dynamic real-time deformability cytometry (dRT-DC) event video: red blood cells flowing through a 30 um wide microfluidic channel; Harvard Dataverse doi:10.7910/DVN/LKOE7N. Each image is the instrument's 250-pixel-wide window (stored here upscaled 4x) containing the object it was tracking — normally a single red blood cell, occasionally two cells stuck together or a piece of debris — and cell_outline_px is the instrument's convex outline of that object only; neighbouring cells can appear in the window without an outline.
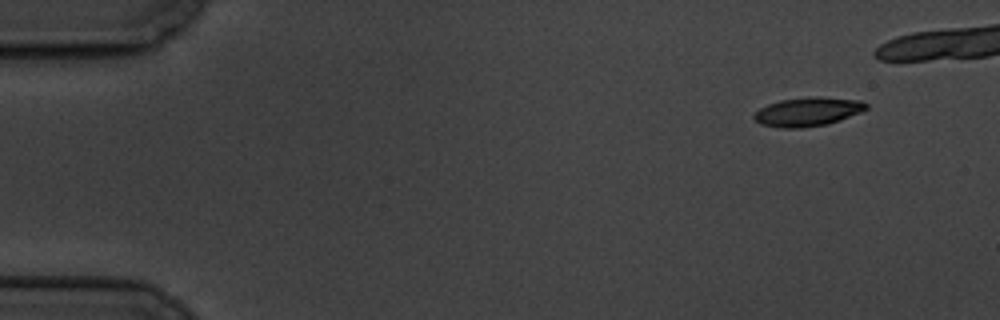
{"species": "common noctule bat (a hibernating species)", "species_latin": "Nyctalus noctula", "temperature_condition": "cold", "stored_images_in_passage": 11, "camera_frame_rate_fps": 3000, "um_per_image_px": 0.085, "animal": {"sex": "male", "body_mass_g": 19.5, "forearm_length_mm": 54.6}, "frame": {"image": 1, "passage_image": 1, "time_ms": 0.0, "image_size_px": [1000, 320], "cell_outline_px": [[868, 108], [860, 112], [840, 120], [828, 124], [800, 128], [780, 128], [760, 124], [752, 116], [760, 108], [768, 104], [780, 100], [816, 96], [860, 100], [868, 104]], "centroid_in_image_um": [68.66, 9.5], "position_along_channel_um": 16.3, "area_um2": 18.84}}
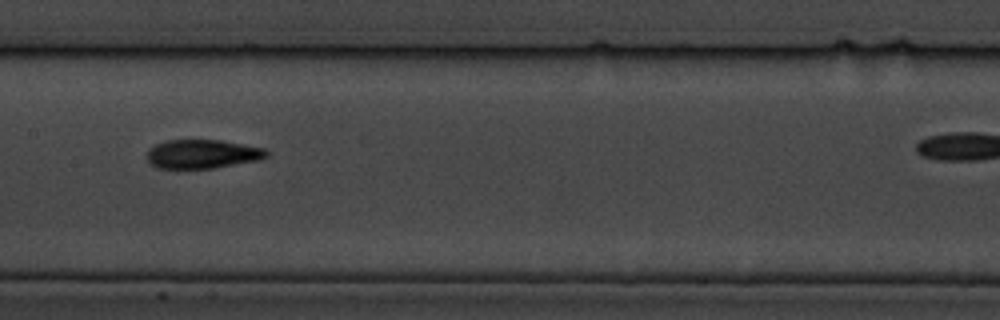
{"frame": {"image": 2, "passage_image": 8, "time_ms": 8.333, "image_size_px": [1000, 320], "cell_outline_px": [[268, 156], [260, 160], [212, 168], [156, 168], [148, 160], [148, 148], [156, 144], [168, 140], [220, 140], [264, 148], [268, 152]], "centroid_in_image_um": [17.21, 13.09], "position_along_channel_um": 190.2, "area_um2": 20.0}}
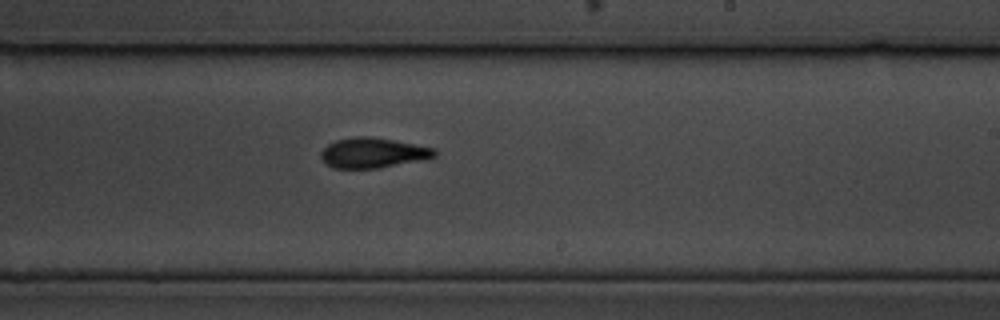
{"frame": {"image": 3, "passage_image": 10, "time_ms": 10.333, "image_size_px": [1000, 320], "cell_outline_px": [[436, 156], [420, 160], [380, 168], [332, 168], [324, 164], [320, 156], [320, 152], [328, 144], [336, 140], [352, 136], [372, 136], [436, 148]], "centroid_in_image_um": [31.66, 12.99], "position_along_channel_um": 257.3, "area_um2": 20.11}}